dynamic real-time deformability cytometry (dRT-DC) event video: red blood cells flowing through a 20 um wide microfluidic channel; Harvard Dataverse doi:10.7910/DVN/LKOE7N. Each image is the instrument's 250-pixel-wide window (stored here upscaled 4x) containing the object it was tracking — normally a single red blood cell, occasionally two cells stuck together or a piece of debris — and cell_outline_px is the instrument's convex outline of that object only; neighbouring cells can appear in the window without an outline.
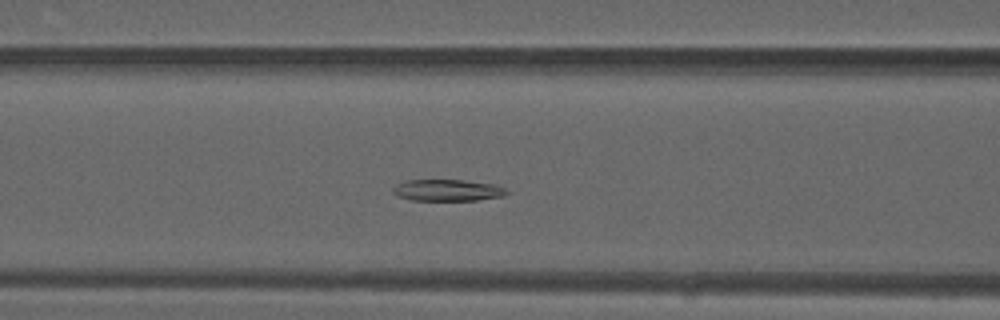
{"species": "common noctule bat (a hibernating species)", "species_latin": "Nyctalus noctula", "temperature_condition": "warm", "stored_images_in_passage": 45, "camera_frame_rate_fps": 3000, "um_per_image_px": 0.085, "animal": {"sex": "male", "forearm_length_mm": 52.5}, "frame": {"image": 1, "passage_image": 15, "time_ms": 4.667, "image_size_px": [1000, 320], "cell_outline_px": [[508, 192], [504, 196], [476, 200], [412, 200], [396, 196], [392, 192], [392, 188], [396, 184], [404, 180], [464, 180], [492, 184], [504, 188]], "centroid_in_image_um": [37.98, 16.17], "position_along_channel_um": 128.6, "area_um2": 14.28}}
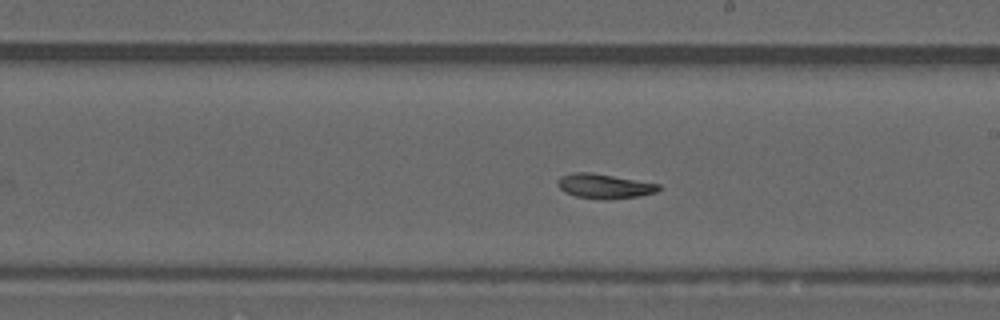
{"frame": {"image": 2, "passage_image": 23, "time_ms": 7.333, "image_size_px": [1000, 320], "cell_outline_px": [[660, 188], [656, 192], [640, 196], [608, 200], [604, 200], [576, 196], [564, 192], [556, 184], [556, 180], [560, 176], [572, 172], [592, 172], [660, 184]], "centroid_in_image_um": [51.33, 15.82], "position_along_channel_um": 237.7, "area_um2": 14.68}}
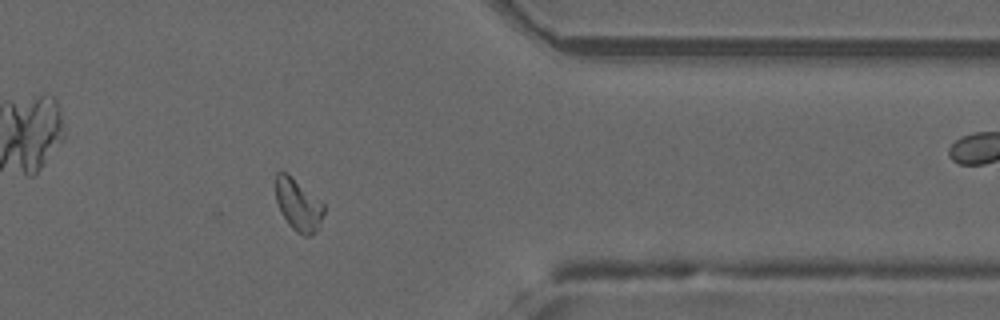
{"frame": {"image": 3, "passage_image": 35, "time_ms": 11.333, "image_size_px": [1000, 320], "cell_outline_px": [[324, 212], [320, 228], [316, 232], [308, 236], [304, 236], [296, 232], [288, 224], [276, 200], [276, 172], [288, 172], [324, 204]], "centroid_in_image_um": [25.38, 17.42], "position_along_channel_um": 386.0, "area_um2": 14.62}}